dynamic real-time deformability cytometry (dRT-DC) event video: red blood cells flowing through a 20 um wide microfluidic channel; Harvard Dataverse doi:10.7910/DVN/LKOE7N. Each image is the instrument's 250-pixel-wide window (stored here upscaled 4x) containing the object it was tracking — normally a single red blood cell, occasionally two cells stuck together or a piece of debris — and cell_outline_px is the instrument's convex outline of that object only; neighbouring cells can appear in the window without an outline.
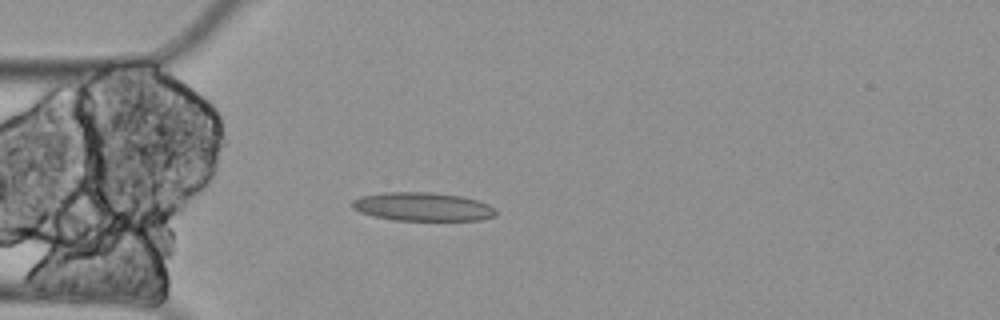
{"species": "Egyptian fruit bat (a non-hibernating species)", "species_latin": "Rousettus aegyptiacus", "temperature_condition": "cold", "stored_images_in_passage": 5, "camera_frame_rate_fps": 3000, "um_per_image_px": 0.085, "animal": {"sex": "female"}, "frame": {"image": 1, "passage_image": 5, "time_ms": 1.333, "image_size_px": [1000, 320], "cell_outline_px": [[496, 216], [480, 220], [396, 220], [376, 216], [360, 212], [352, 208], [352, 200], [360, 196], [384, 192], [432, 192], [460, 196], [476, 200], [488, 204], [496, 208]], "centroid_in_image_um": [35.94, 17.56], "position_along_channel_um": 49.1, "area_um2": 23.87}}